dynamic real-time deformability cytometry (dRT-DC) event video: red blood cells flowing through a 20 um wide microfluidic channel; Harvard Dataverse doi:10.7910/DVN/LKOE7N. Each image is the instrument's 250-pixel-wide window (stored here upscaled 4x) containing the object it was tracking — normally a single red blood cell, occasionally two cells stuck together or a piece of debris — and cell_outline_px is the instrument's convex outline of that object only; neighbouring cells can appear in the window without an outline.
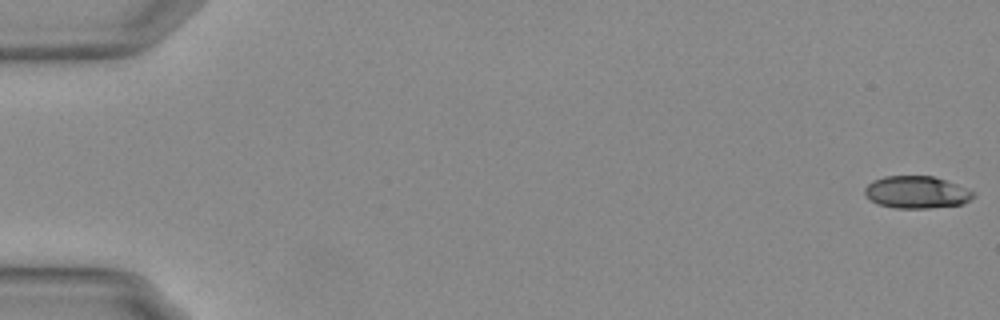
{"species": "Egyptian fruit bat (a non-hibernating species)", "species_latin": "Rousettus aegyptiacus", "temperature_condition": "warm", "stored_images_in_passage": 12, "camera_frame_rate_fps": 3000, "um_per_image_px": 0.085, "animal": {"sex": "female"}, "frame": {"image": 1, "passage_image": 1, "time_ms": 0.0, "image_size_px": [1000, 320], "cell_outline_px": [[972, 196], [964, 204], [928, 208], [896, 208], [876, 204], [864, 192], [864, 188], [872, 180], [884, 176], [932, 176], [956, 184], [972, 192]], "centroid_in_image_um": [77.85, 16.34], "position_along_channel_um": 7.2, "area_um2": 20.11}}